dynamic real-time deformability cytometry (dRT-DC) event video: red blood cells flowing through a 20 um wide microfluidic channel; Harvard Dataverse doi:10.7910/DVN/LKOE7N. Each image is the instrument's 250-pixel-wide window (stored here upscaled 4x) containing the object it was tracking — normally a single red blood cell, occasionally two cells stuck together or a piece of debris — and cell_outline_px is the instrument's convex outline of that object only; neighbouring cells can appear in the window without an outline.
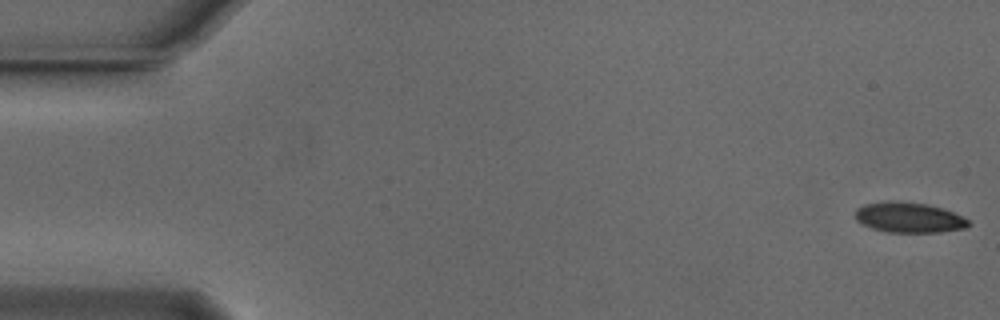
{"species": "Egyptian fruit bat (a non-hibernating species)", "species_latin": "Rousettus aegyptiacus", "temperature_condition": "cold", "stored_images_in_passage": 54, "camera_frame_rate_fps": 3000, "um_per_image_px": 0.085, "animal": {"sex": "male"}, "frame": {"image": 1, "passage_image": 1, "time_ms": 0.0, "image_size_px": [1000, 320], "cell_outline_px": [[972, 224], [964, 228], [940, 232], [888, 232], [872, 228], [856, 220], [856, 208], [864, 204], [884, 200], [888, 200], [928, 204], [952, 212], [968, 220]], "centroid_in_image_um": [77.23, 18.48], "position_along_channel_um": 7.8, "area_um2": 19.88}}
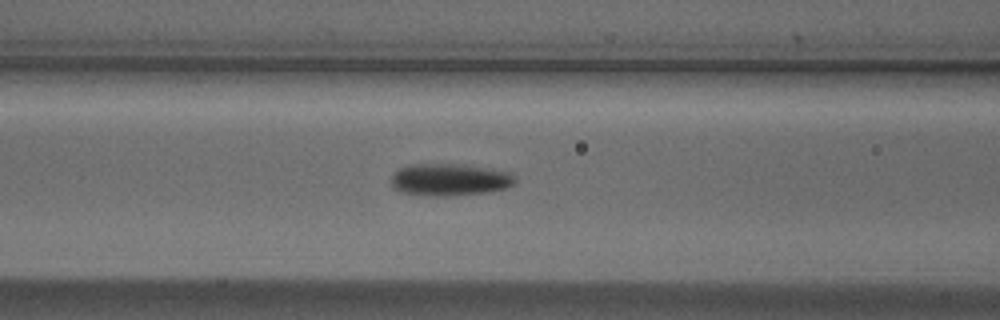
{"frame": {"image": 2, "passage_image": 22, "time_ms": 7.0, "image_size_px": [1000, 320], "cell_outline_px": [[516, 184], [508, 188], [492, 192], [448, 196], [428, 196], [400, 192], [392, 188], [392, 176], [400, 168], [412, 164], [452, 164], [508, 172], [516, 176]], "centroid_in_image_um": [38.23, 15.3], "position_along_channel_um": 128.4, "area_um2": 23.18}}
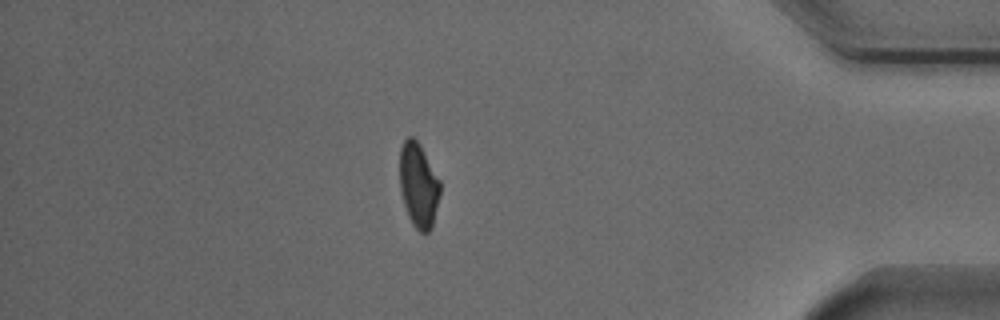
{"frame": {"image": 3, "passage_image": 47, "time_ms": 15.333, "image_size_px": [1000, 320], "cell_outline_px": [[440, 196], [432, 228], [428, 232], [420, 232], [412, 224], [408, 216], [400, 192], [400, 148], [404, 140], [408, 136], [412, 136], [420, 144], [440, 180]], "centroid_in_image_um": [35.58, 15.74], "position_along_channel_um": 399.6, "area_um2": 20.06}, "authors_computed_cell_mechanics": {"area_um2": 21.2704, "velocity_mm_per_s": 3.7397, "shape_relaxation_time_tau1_ms": 3.9514, "shape_relaxation_time_tau2_ms": 5.7285, "deformation_change_tau1": 0.1225, "deformation_change_tau2": 0.1013}}